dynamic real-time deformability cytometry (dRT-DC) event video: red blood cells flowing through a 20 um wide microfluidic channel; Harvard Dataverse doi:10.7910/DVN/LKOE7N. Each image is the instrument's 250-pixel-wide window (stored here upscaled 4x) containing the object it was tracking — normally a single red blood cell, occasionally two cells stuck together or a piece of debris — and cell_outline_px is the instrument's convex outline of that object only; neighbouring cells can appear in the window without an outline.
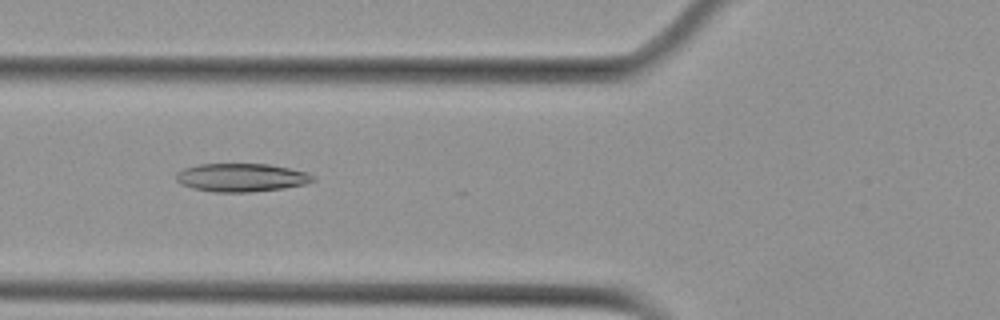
{"species": "Egyptian fruit bat (a non-hibernating species)", "species_latin": "Rousettus aegyptiacus", "temperature_condition": "cold", "stored_images_in_passage": 5, "camera_frame_rate_fps": 3000, "um_per_image_px": 0.085, "animal": {"sex": "female"}, "frame": {"image": 1, "passage_image": 4, "time_ms": 3.667, "image_size_px": [1000, 320], "cell_outline_px": [[316, 180], [304, 184], [284, 188], [252, 192], [212, 192], [192, 188], [180, 184], [176, 180], [176, 172], [184, 168], [200, 164], [268, 164], [308, 172], [316, 176]], "centroid_in_image_um": [20.52, 15.09], "position_along_channel_um": 105.3, "area_um2": 22.72}}
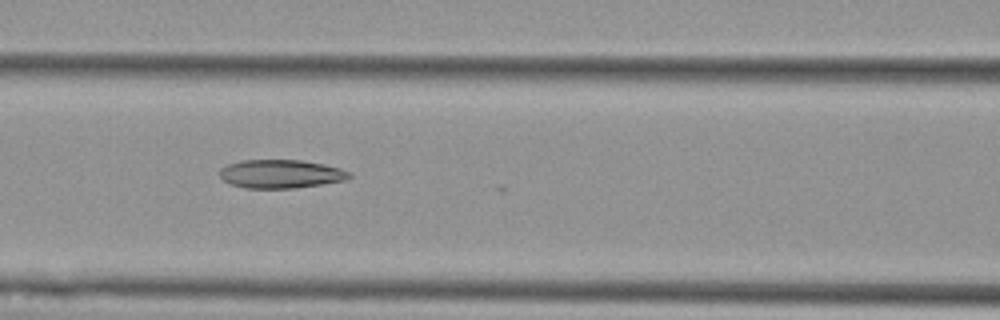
{"frame": {"image": 2, "passage_image": 5, "time_ms": 4.667, "image_size_px": [1000, 320], "cell_outline_px": [[352, 176], [344, 180], [296, 188], [244, 188], [232, 184], [224, 180], [220, 176], [220, 168], [228, 164], [240, 160], [300, 160], [324, 164], [340, 168], [352, 172]], "centroid_in_image_um": [23.87, 14.78], "position_along_channel_um": 142.7, "area_um2": 21.5}}